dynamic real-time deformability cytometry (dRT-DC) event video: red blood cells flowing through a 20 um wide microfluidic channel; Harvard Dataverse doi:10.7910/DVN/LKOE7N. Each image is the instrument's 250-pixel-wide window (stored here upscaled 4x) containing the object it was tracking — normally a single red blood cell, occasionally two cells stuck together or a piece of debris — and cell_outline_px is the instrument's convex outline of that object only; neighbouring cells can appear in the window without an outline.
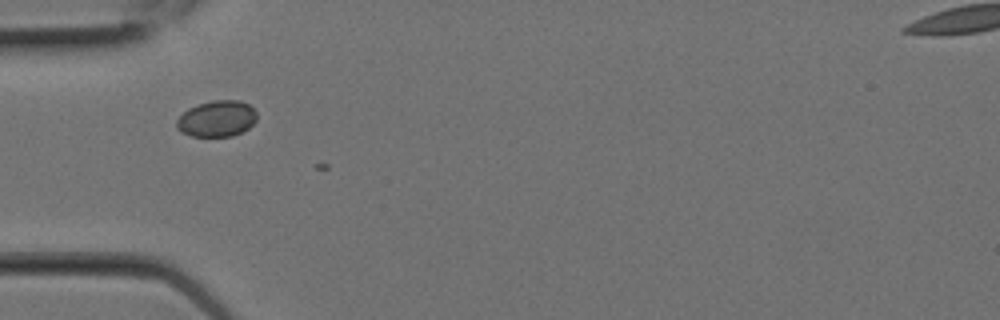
{"species": "Egyptian fruit bat (a non-hibernating species)", "species_latin": "Rousettus aegyptiacus", "temperature_condition": "room temperature", "stored_images_in_passage": 2, "camera_frame_rate_fps": 3000, "um_per_image_px": 0.085, "animal": {"sex": "female"}, "frame": {"image": 1, "passage_image": 1, "time_ms": 0.0, "image_size_px": [1000, 320], "cell_outline_px": [[256, 120], [248, 128], [232, 136], [192, 136], [180, 132], [176, 128], [176, 120], [188, 108], [212, 100], [240, 100], [248, 104], [256, 112]], "centroid_in_image_um": [18.41, 10.09], "position_along_channel_um": 66.6, "area_um2": 16.82}}